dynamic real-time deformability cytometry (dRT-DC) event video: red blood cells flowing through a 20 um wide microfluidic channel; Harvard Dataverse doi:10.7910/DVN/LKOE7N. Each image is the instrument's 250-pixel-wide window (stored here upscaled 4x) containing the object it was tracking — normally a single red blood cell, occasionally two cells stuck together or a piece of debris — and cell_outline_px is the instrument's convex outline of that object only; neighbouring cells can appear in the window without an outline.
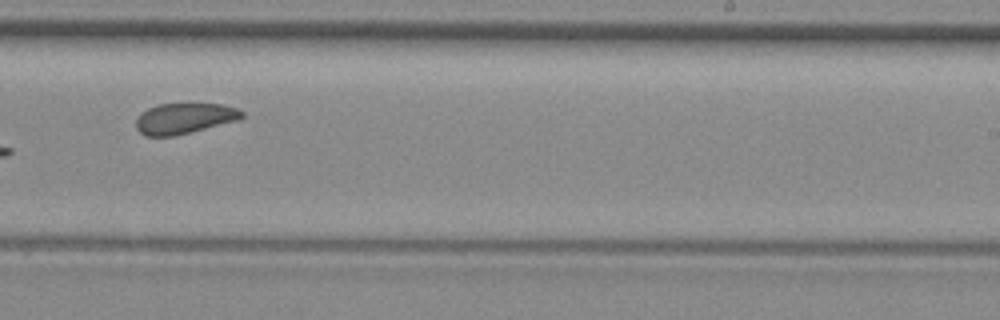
{"species": "common noctule bat (a hibernating species)", "species_latin": "Nyctalus noctula", "temperature_condition": "room temperature", "stored_images_in_passage": 10, "camera_frame_rate_fps": 3000, "um_per_image_px": 0.085, "animal": {"sex": "female", "body_mass_g": 29.2, "forearm_length_mm": 56.3}, "frame": {"image": 1, "passage_image": 9, "time_ms": 11.0, "image_size_px": [1000, 320], "cell_outline_px": [[244, 116], [236, 120], [172, 136], [148, 136], [140, 132], [136, 128], [136, 120], [148, 108], [156, 104], [184, 100], [224, 104], [236, 108], [244, 112]], "centroid_in_image_um": [15.68, 9.98], "position_along_channel_um": 273.3, "area_um2": 19.42}}
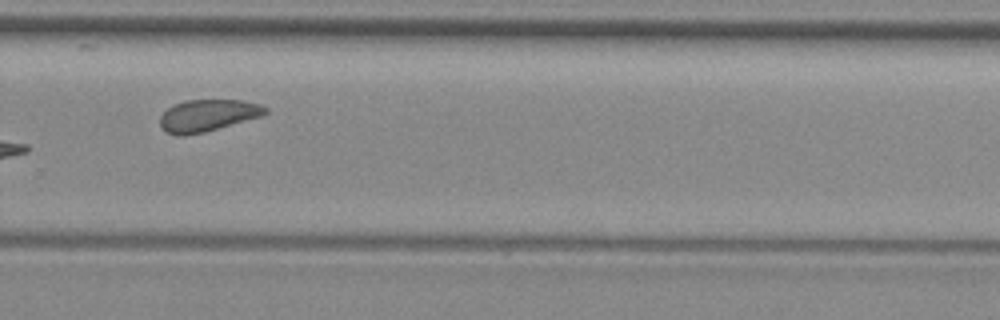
{"frame": {"image": 2, "passage_image": 10, "time_ms": 12.0, "image_size_px": [1000, 320], "cell_outline_px": [[268, 112], [260, 116], [204, 132], [180, 136], [168, 132], [160, 128], [160, 116], [168, 108], [184, 100], [240, 100], [260, 104], [268, 108]], "centroid_in_image_um": [17.64, 9.8], "position_along_channel_um": 312.2, "area_um2": 19.31}}